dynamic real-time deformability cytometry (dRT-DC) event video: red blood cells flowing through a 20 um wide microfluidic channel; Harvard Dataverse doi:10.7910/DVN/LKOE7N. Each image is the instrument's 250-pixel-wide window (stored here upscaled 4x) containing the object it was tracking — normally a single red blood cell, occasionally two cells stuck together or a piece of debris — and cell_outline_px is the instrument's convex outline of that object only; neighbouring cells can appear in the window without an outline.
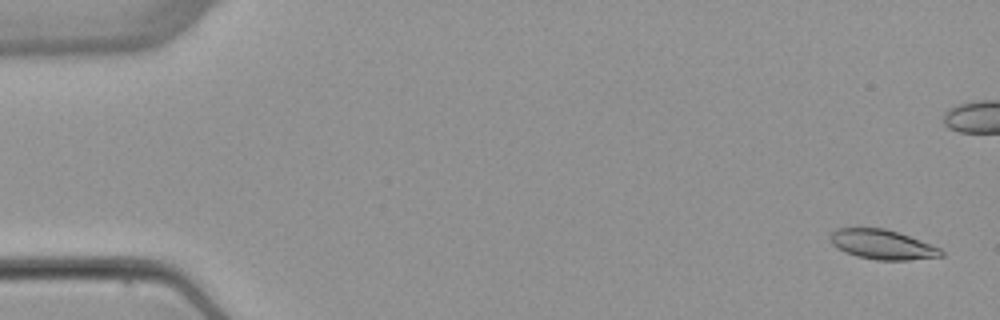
{"species": "common noctule bat (a hibernating species)", "species_latin": "Nyctalus noctula", "temperature_condition": "warm", "stored_images_in_passage": 7, "camera_frame_rate_fps": 3000, "um_per_image_px": 0.085, "animal": {"sex": "female", "body_mass_g": 22.7, "forearm_length_mm": 54.2}, "frame": {"image": 1, "passage_image": 1, "time_ms": 0.0, "image_size_px": [1000, 320], "cell_outline_px": [[944, 256], [908, 260], [876, 260], [856, 256], [844, 252], [832, 244], [828, 236], [836, 228], [884, 228], [908, 236], [940, 248], [944, 252]], "centroid_in_image_um": [74.96, 20.79], "position_along_channel_um": 10.0, "area_um2": 19.07}}
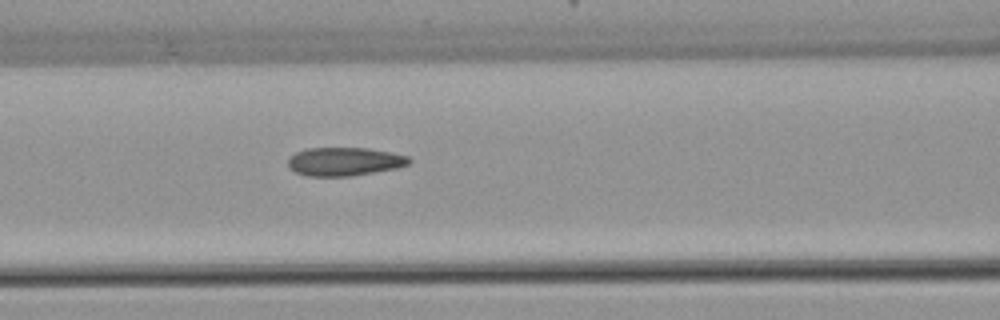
{"frame": {"image": 2, "passage_image": 7, "time_ms": 8.333, "image_size_px": [1000, 320], "cell_outline_px": [[412, 160], [408, 164], [396, 168], [348, 176], [308, 176], [296, 172], [288, 168], [288, 156], [296, 152], [308, 148], [368, 148], [392, 152], [408, 156]], "centroid_in_image_um": [29.25, 13.72], "position_along_channel_um": 137.3, "area_um2": 20.06}}